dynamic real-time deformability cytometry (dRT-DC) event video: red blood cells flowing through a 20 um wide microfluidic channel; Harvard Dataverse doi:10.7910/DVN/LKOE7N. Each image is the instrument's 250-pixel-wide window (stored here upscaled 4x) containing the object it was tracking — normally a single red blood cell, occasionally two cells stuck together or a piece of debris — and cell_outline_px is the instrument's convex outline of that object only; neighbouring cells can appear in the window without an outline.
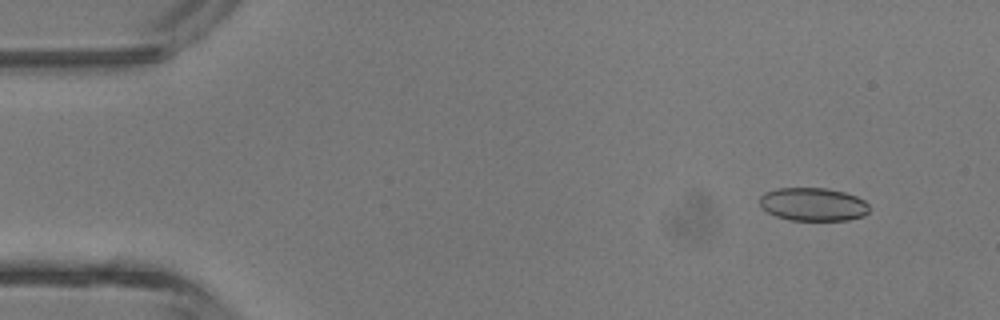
{"species": "common noctule bat (a hibernating species)", "species_latin": "Nyctalus noctula", "temperature_condition": "room temperature", "stored_images_in_passage": 4, "camera_frame_rate_fps": 3000, "um_per_image_px": 0.085, "animal": {"sex": "male", "body_mass_g": 13.3}, "frame": {"image": 1, "passage_image": 1, "time_ms": 0.0, "image_size_px": [1000, 320], "cell_outline_px": [[868, 212], [864, 216], [848, 220], [788, 220], [776, 216], [760, 208], [760, 196], [764, 192], [776, 188], [828, 188], [844, 192], [856, 196], [864, 200], [868, 204]], "centroid_in_image_um": [69.09, 17.36], "position_along_channel_um": 15.9, "area_um2": 21.39}}
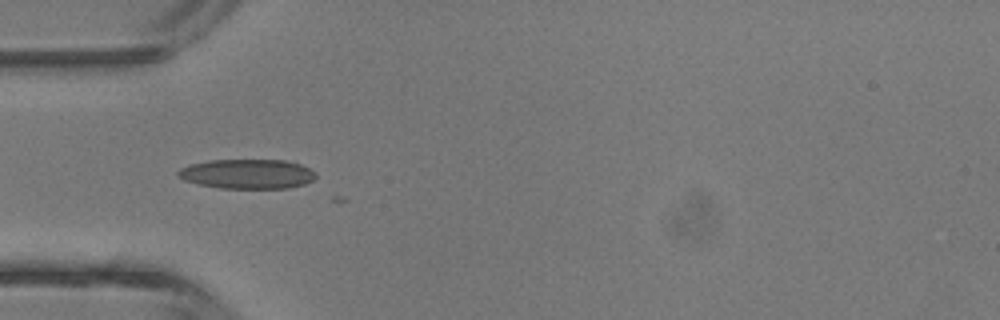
{"frame": {"image": 2, "passage_image": 3, "time_ms": 3.333, "image_size_px": [1000, 320], "cell_outline_px": [[316, 176], [312, 180], [304, 184], [288, 188], [220, 188], [196, 184], [184, 180], [176, 176], [176, 172], [180, 168], [192, 164], [208, 160], [284, 160], [300, 164], [316, 172]], "centroid_in_image_um": [20.99, 14.78], "position_along_channel_um": 64.0, "area_um2": 23.81}}